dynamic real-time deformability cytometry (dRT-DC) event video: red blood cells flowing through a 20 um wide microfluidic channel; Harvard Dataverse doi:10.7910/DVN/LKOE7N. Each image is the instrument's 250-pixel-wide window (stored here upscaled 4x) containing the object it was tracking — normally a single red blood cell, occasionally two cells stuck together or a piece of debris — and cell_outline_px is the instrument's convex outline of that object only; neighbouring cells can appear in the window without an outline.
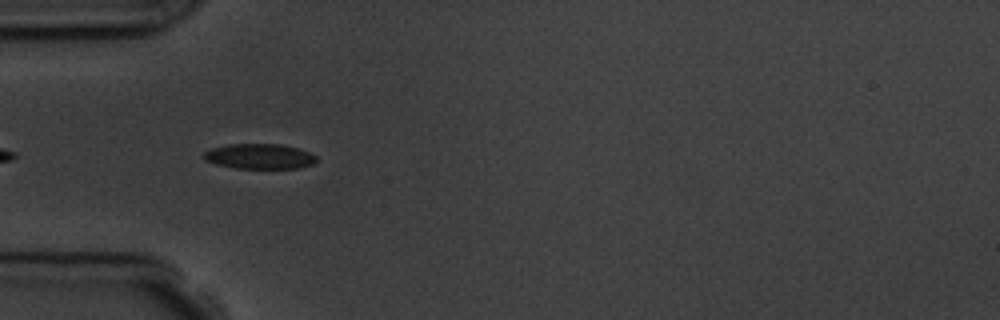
{"species": "common noctule bat (a hibernating species)", "species_latin": "Nyctalus noctula", "temperature_condition": "room temperature", "stored_images_in_passage": 5, "camera_frame_rate_fps": 3000, "um_per_image_px": 0.085, "animal": {"sex": "male", "body_mass_g": 19.5, "forearm_length_mm": 54.6}, "frame": {"image": 1, "passage_image": 5, "time_ms": 4.667, "image_size_px": [1000, 320], "cell_outline_px": [[316, 160], [312, 164], [300, 168], [236, 168], [216, 164], [204, 160], [200, 156], [204, 152], [212, 148], [228, 144], [280, 144], [296, 148], [308, 152], [316, 156]], "centroid_in_image_um": [22.0, 13.29], "position_along_channel_um": 63.0, "area_um2": 16.47}}